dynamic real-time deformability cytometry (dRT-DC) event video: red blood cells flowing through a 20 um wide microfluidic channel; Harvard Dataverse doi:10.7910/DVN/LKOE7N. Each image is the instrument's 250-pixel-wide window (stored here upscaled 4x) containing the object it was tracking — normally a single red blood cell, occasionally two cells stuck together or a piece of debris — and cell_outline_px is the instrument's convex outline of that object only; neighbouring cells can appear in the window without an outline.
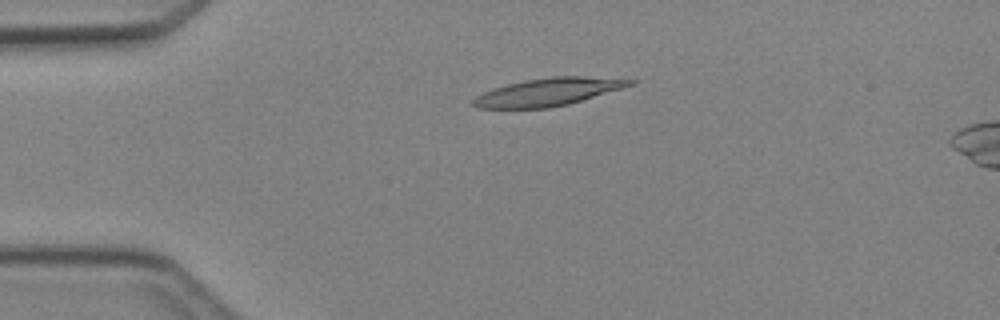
{"species": "Egyptian fruit bat (a non-hibernating species)", "species_latin": "Rousettus aegyptiacus", "temperature_condition": "cold", "stored_images_in_passage": 4, "camera_frame_rate_fps": 3000, "um_per_image_px": 0.085, "animal": {"sex": "female"}, "frame": {"image": 1, "passage_image": 3, "time_ms": 2.333, "image_size_px": [1000, 320], "cell_outline_px": [[636, 84], [568, 104], [548, 108], [476, 108], [472, 104], [472, 100], [476, 96], [492, 88], [524, 80], [552, 76], [584, 76], [636, 80]], "centroid_in_image_um": [46.58, 7.81], "position_along_channel_um": 38.4, "area_um2": 25.2}}